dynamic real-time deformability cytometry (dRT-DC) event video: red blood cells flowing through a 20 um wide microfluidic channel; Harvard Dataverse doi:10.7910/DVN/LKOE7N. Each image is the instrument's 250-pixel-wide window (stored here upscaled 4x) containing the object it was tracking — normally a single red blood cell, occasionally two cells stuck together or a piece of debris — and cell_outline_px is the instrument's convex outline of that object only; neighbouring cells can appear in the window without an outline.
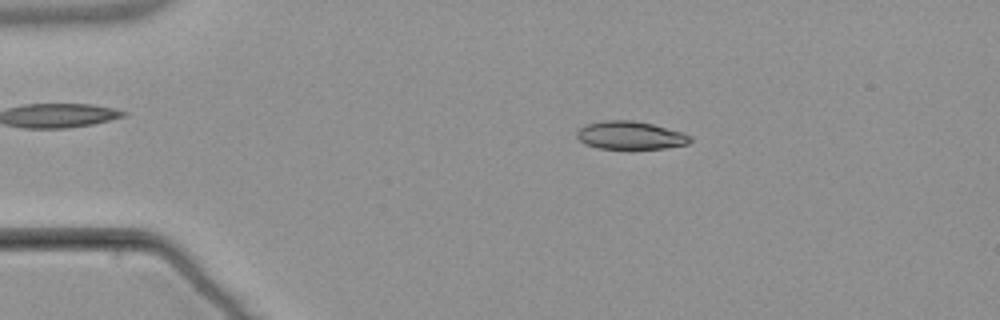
{"species": "common noctule bat (a hibernating species)", "species_latin": "Nyctalus noctula", "temperature_condition": "warm", "stored_images_in_passage": 3, "camera_frame_rate_fps": 3000, "um_per_image_px": 0.085, "animal": {"sex": "male", "body_mass_g": 21.5, "forearm_length_mm": 52.0}, "frame": {"image": 1, "passage_image": 2, "time_ms": 1.333, "image_size_px": [1000, 320], "cell_outline_px": [[692, 140], [688, 144], [664, 148], [600, 148], [588, 144], [580, 140], [576, 136], [576, 132], [580, 128], [588, 124], [604, 120], [632, 120], [652, 124], [684, 132], [692, 136]], "centroid_in_image_um": [53.63, 11.49], "position_along_channel_um": 31.4, "area_um2": 18.32}}